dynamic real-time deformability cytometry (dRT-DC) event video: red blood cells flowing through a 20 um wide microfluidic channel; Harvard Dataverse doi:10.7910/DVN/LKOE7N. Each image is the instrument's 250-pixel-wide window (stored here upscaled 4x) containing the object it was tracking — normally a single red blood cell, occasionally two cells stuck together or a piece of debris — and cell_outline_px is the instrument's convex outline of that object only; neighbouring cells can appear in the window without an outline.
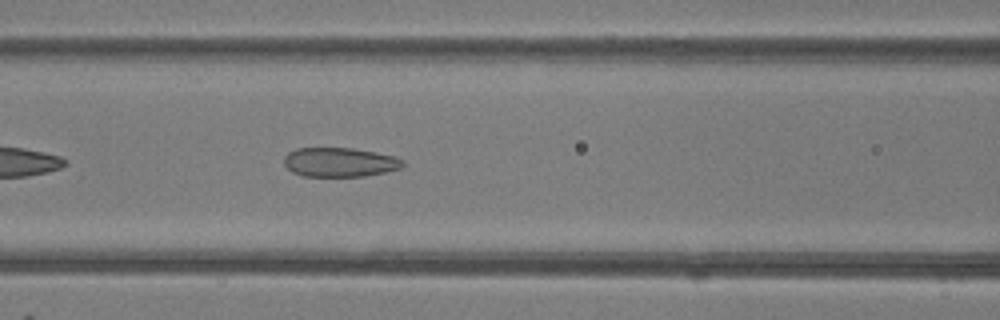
{"species": "common noctule bat (a hibernating species)", "species_latin": "Nyctalus noctula", "temperature_condition": "room temperature", "stored_images_in_passage": 48, "camera_frame_rate_fps": 3000, "um_per_image_px": 0.085, "animal": {"sex": "female"}, "frame": {"image": 1, "passage_image": 21, "time_ms": 6.667, "image_size_px": [1000, 320], "cell_outline_px": [[404, 164], [400, 168], [388, 172], [364, 176], [304, 176], [292, 172], [284, 164], [284, 156], [288, 152], [296, 148], [352, 148], [376, 152], [392, 156], [404, 160]], "centroid_in_image_um": [28.87, 13.79], "position_along_channel_um": 137.7, "area_um2": 20.29}}
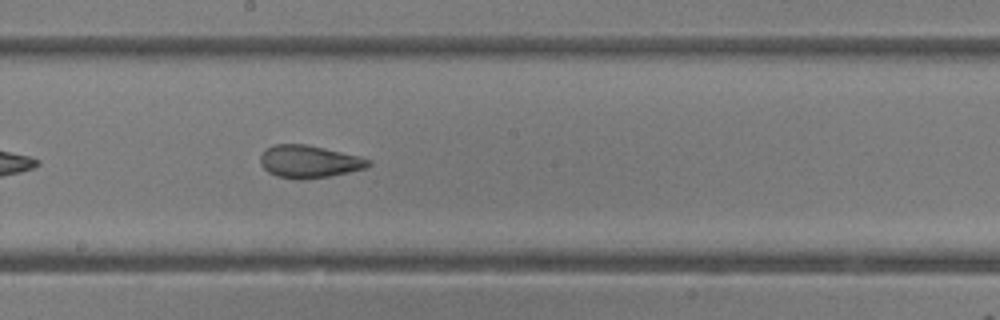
{"frame": {"image": 2, "passage_image": 27, "time_ms": 8.667, "image_size_px": [1000, 320], "cell_outline_px": [[372, 164], [364, 168], [348, 172], [328, 176], [300, 180], [296, 180], [276, 176], [268, 172], [260, 164], [260, 156], [264, 148], [276, 144], [308, 144], [360, 156], [372, 160]], "centroid_in_image_um": [26.25, 13.73], "position_along_channel_um": 222.0, "area_um2": 20.69}}
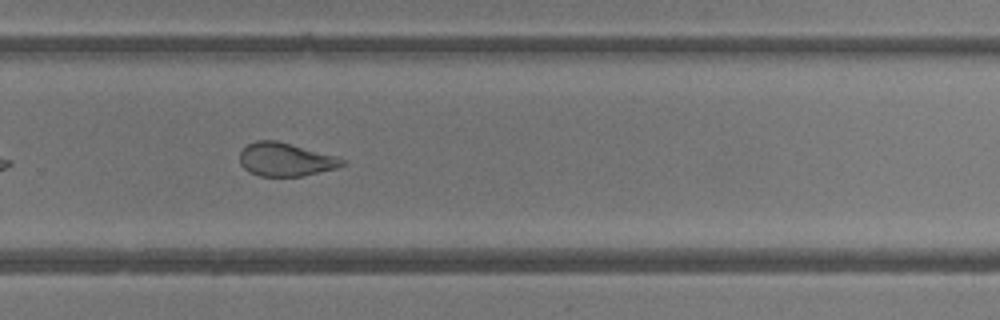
{"frame": {"image": 3, "passage_image": 33, "time_ms": 10.667, "image_size_px": [1000, 320], "cell_outline_px": [[344, 164], [336, 168], [304, 176], [260, 176], [248, 172], [240, 164], [240, 152], [248, 144], [256, 140], [276, 140], [336, 156], [344, 160]], "centroid_in_image_um": [24.24, 13.56], "position_along_channel_um": 305.6, "area_um2": 19.83}, "authors_computed_cell_mechanics": {"area_um2": 23.8425, "velocity_mm_per_s": 4.21, "shape_relaxation_time_tau1_ms": null, "shape_relaxation_time_tau2_ms": 1.4755, "deformation_change_tau1": null, "deformation_change_tau2": 0.0761}}